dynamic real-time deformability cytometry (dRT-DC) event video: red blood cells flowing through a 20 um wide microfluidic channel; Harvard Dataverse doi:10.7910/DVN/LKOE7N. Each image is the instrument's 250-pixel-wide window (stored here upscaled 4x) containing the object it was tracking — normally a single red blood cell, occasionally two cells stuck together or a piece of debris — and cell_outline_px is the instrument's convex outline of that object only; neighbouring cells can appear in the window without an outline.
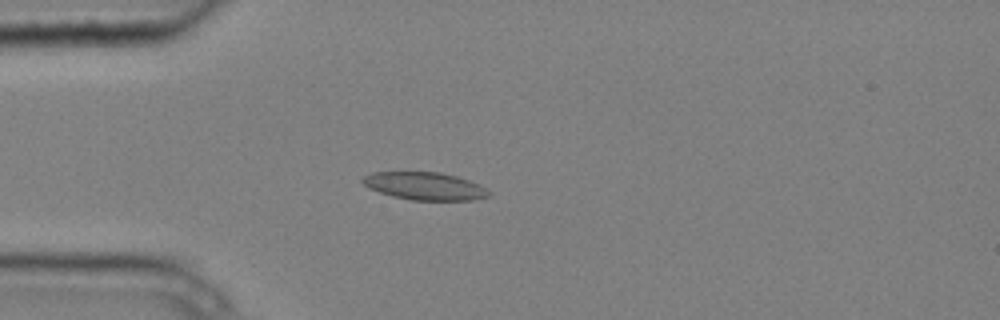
{"species": "common noctule bat (a hibernating species)", "species_latin": "Nyctalus noctula", "temperature_condition": "cold", "stored_images_in_passage": 3, "camera_frame_rate_fps": 3000, "um_per_image_px": 0.085, "animal": {"sex": "male", "body_mass_g": 20.4}, "frame": {"image": 1, "passage_image": 3, "time_ms": 0.667, "image_size_px": [1000, 320], "cell_outline_px": [[492, 192], [488, 196], [472, 200], [412, 200], [392, 196], [368, 188], [360, 180], [364, 176], [372, 172], [440, 172], [456, 176], [468, 180]], "centroid_in_image_um": [36.07, 15.81], "position_along_channel_um": 48.9, "area_um2": 20.23}}